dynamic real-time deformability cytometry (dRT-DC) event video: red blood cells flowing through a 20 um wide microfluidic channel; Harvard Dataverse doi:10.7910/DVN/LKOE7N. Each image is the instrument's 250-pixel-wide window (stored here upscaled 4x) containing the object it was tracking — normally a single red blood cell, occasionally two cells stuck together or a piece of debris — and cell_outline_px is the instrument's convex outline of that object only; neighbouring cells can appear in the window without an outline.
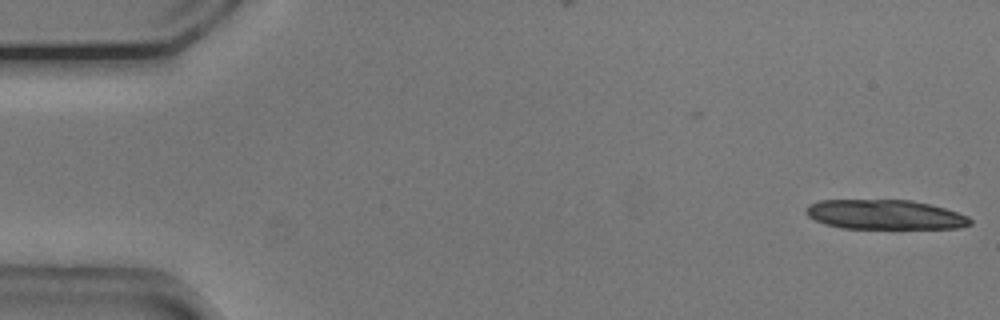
{"species": "common noctule bat (a hibernating species)", "species_latin": "Nyctalus noctula", "temperature_condition": "cold", "stored_images_in_passage": 7, "camera_frame_rate_fps": 3000, "um_per_image_px": 0.085, "animal": {"sex": "male", "body_mass_g": 20.5, "forearm_length_mm": 52.5}, "frame": {"image": 1, "passage_image": 1, "time_ms": 0.0, "image_size_px": [1000, 320], "cell_outline_px": [[972, 224], [960, 228], [840, 228], [824, 224], [808, 216], [804, 212], [804, 208], [808, 204], [820, 200], [912, 200], [944, 208], [968, 216], [972, 220]], "centroid_in_image_um": [75.18, 18.24], "position_along_channel_um": 9.8, "area_um2": 28.38}}